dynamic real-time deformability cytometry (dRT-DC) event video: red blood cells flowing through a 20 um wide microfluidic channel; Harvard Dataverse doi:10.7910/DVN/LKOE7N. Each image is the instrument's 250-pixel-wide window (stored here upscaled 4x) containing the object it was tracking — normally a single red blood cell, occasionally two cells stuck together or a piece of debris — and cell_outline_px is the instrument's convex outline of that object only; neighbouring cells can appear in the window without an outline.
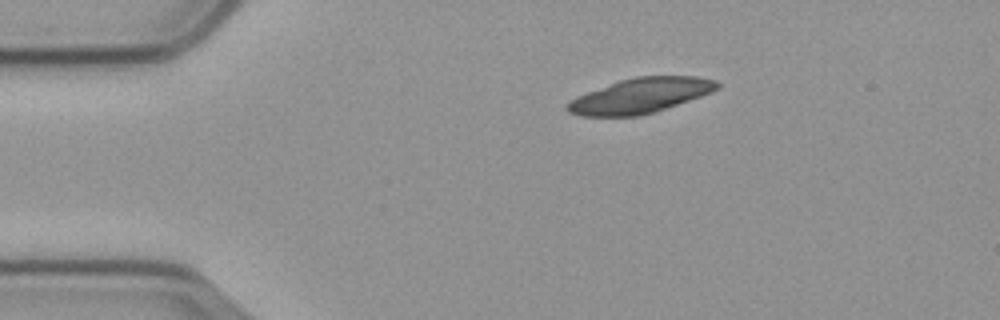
{"species": "common noctule bat (a hibernating species)", "species_latin": "Nyctalus noctula", "temperature_condition": "cold", "stored_images_in_passage": 48, "camera_frame_rate_fps": 3000, "um_per_image_px": 0.085, "animal": {"sex": "male", "body_mass_g": 23.1, "forearm_length_mm": 52.7}, "frame": {"image": 1, "passage_image": 1, "time_ms": 0.0, "image_size_px": [1000, 320], "cell_outline_px": [[720, 88], [712, 92], [640, 116], [580, 116], [568, 112], [564, 108], [564, 104], [568, 100], [576, 96], [620, 80], [636, 76], [696, 76], [716, 80], [720, 84]], "centroid_in_image_um": [54.38, 8.13], "position_along_channel_um": 30.6, "area_um2": 30.46}}